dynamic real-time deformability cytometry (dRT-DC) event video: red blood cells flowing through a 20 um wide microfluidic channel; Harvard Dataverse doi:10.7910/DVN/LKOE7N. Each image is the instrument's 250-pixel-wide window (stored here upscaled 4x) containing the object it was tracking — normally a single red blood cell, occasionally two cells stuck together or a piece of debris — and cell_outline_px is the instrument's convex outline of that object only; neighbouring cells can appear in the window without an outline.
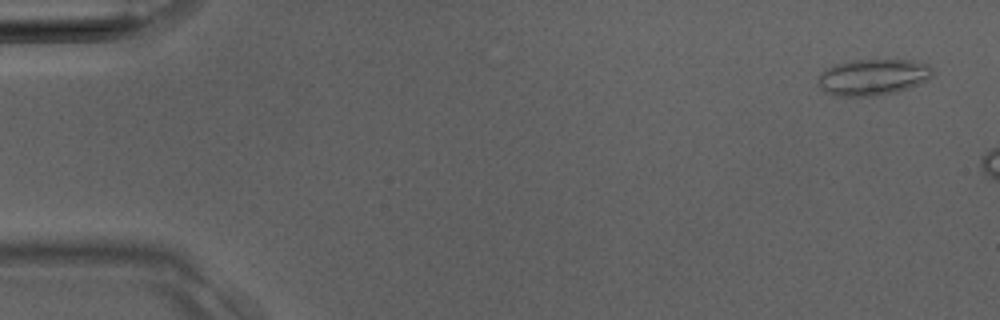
{"species": "Egyptian fruit bat (a non-hibernating species)", "species_latin": "Rousettus aegyptiacus", "temperature_condition": "room temperature", "stored_images_in_passage": 6, "camera_frame_rate_fps": 3000, "um_per_image_px": 0.085, "animal": {"sex": "male"}, "frame": {"image": 1, "passage_image": 2, "time_ms": 0.333, "image_size_px": [1000, 320], "cell_outline_px": [[932, 76], [928, 80], [908, 88], [896, 92], [872, 96], [836, 96], [824, 92], [816, 84], [816, 80], [828, 68], [836, 64], [852, 60], [912, 60], [928, 64], [932, 68]], "centroid_in_image_um": [74.19, 6.56], "position_along_channel_um": 10.8, "area_um2": 24.22}}